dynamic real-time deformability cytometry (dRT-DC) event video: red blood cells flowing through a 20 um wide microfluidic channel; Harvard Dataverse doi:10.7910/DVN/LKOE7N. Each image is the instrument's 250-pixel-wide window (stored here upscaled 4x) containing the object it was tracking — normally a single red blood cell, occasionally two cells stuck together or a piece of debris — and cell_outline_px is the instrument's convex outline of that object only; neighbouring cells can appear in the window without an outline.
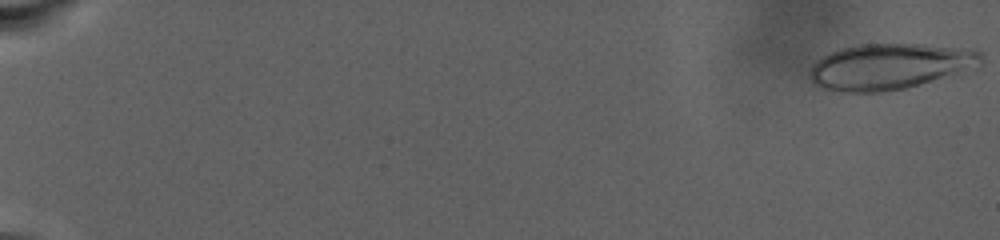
{"species": "human", "species_latin": "Homo sapiens", "temperature_condition": "warm", "stored_images_in_passage": 85, "camera_frame_rate_fps": 3000, "um_per_image_px": 0.085, "donor": {"sex": "male"}, "frame": {"image": 1, "passage_image": 1, "time_ms": 0.0, "image_size_px": [1000, 240], "cell_outline_px": [[984, 56], [976, 68], [920, 84], [904, 88], [880, 92], [840, 92], [820, 88], [808, 76], [808, 72], [812, 64], [816, 60], [840, 48], [856, 44], [924, 44], [960, 48], [980, 52]], "centroid_in_image_um": [75.58, 5.65], "position_along_channel_um": 9.4, "area_um2": 45.78}}
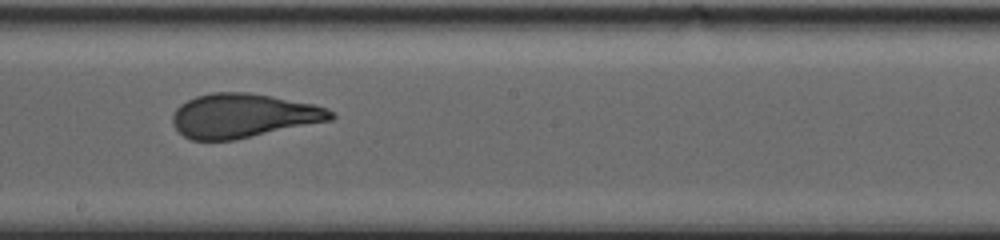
{"frame": {"image": 2, "passage_image": 52, "time_ms": 17.0, "image_size_px": [1000, 240], "cell_outline_px": [[336, 116], [332, 120], [236, 140], [192, 140], [184, 136], [172, 124], [172, 116], [176, 108], [180, 104], [196, 96], [212, 92], [248, 92], [272, 96], [312, 104], [328, 108]], "centroid_in_image_um": [20.67, 9.84], "position_along_channel_um": 227.5, "area_um2": 40.75}}
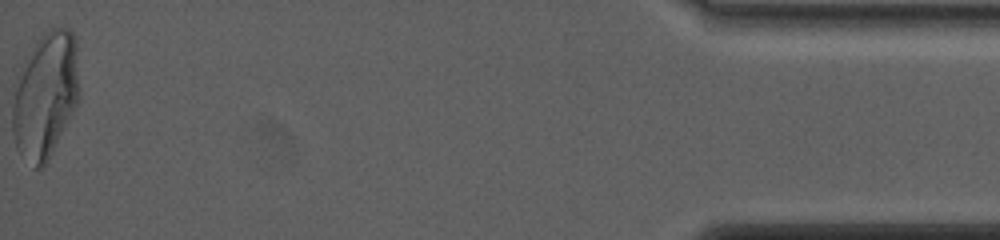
{"frame": {"image": 3, "passage_image": 85, "time_ms": 28.0, "image_size_px": [1000, 240], "cell_outline_px": [[80, 96], [44, 168], [32, 168], [20, 152], [16, 144], [12, 132], [12, 108], [16, 88], [24, 60], [40, 36], [48, 28], [68, 28], [72, 32], [76, 40], [80, 92]], "centroid_in_image_um": [3.88, 8.08], "position_along_channel_um": 431.3, "area_um2": 48.67}, "authors_computed_cell_mechanics": {"area_um2": 43.2344, "velocity_mm_per_s": 2.5673, "shape_relaxation_time_tau1_ms": null, "shape_relaxation_time_tau2_ms": 1.0656, "deformation_change_tau1": null, "deformation_change_tau2": 0.0735}}